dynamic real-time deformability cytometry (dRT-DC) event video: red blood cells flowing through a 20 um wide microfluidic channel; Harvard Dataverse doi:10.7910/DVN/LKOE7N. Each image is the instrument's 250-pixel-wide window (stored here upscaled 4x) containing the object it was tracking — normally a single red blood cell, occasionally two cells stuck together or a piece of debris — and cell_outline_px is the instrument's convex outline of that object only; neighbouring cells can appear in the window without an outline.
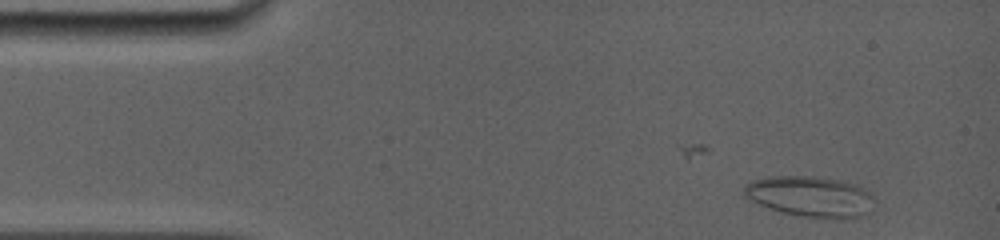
{"species": "common noctule bat (a hibernating species)", "species_latin": "Nyctalus noctula", "temperature_condition": "room temperature", "stored_images_in_passage": 36, "camera_frame_rate_fps": 5000, "um_per_image_px": 0.085, "animal": {"sex": "female", "body_mass_g": 19.0, "forearm_length_mm": 56.7}, "frame": {"image": 1, "passage_image": 1, "time_ms": 0.0, "image_size_px": [1000, 240], "cell_outline_px": [[876, 196], [872, 212], [860, 216], [844, 220], [840, 220], [800, 216], [780, 212], [768, 208], [744, 196], [744, 188], [752, 180], [768, 176], [816, 176], [840, 180], [856, 184], [864, 188]], "centroid_in_image_um": [68.97, 16.72], "position_along_channel_um": 16.0, "area_um2": 31.62}}
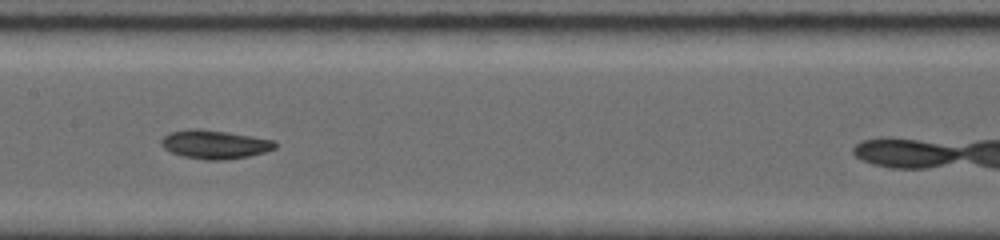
{"frame": {"image": 2, "passage_image": 19, "time_ms": 6.6, "image_size_px": [1000, 240], "cell_outline_px": [[276, 148], [264, 152], [248, 156], [224, 160], [208, 160], [184, 156], [172, 152], [164, 148], [160, 144], [160, 140], [168, 132], [188, 128], [200, 128], [252, 136], [276, 140]], "centroid_in_image_um": [18.23, 12.26], "position_along_channel_um": 189.2, "area_um2": 19.07}}
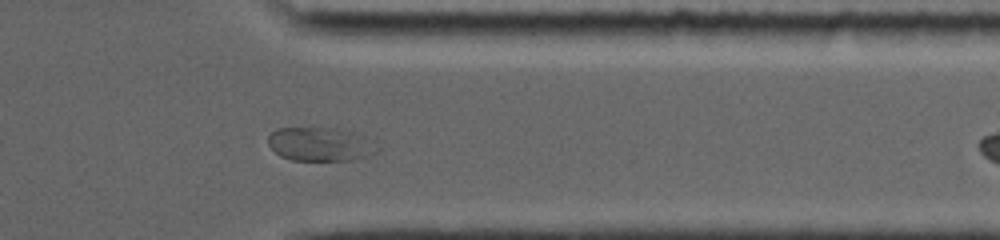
{"frame": {"image": 3, "passage_image": 33, "time_ms": 11.6, "image_size_px": [1000, 240], "cell_outline_px": [[380, 152], [368, 156], [352, 160], [292, 160], [280, 156], [268, 144], [268, 136], [276, 128], [336, 128], [356, 132], [376, 140], [380, 148]], "centroid_in_image_um": [27.33, 12.25], "position_along_channel_um": 384.1, "area_um2": 21.96}, "authors_computed_cell_mechanics": {"area_um2": 19.1607, "velocity_mm_per_s": 3.8972, "shape_relaxation_time_tau1_ms": 4.2715, "shape_relaxation_time_tau2_ms": null, "deformation_change_tau1": 0.1306, "deformation_change_tau2": null}}